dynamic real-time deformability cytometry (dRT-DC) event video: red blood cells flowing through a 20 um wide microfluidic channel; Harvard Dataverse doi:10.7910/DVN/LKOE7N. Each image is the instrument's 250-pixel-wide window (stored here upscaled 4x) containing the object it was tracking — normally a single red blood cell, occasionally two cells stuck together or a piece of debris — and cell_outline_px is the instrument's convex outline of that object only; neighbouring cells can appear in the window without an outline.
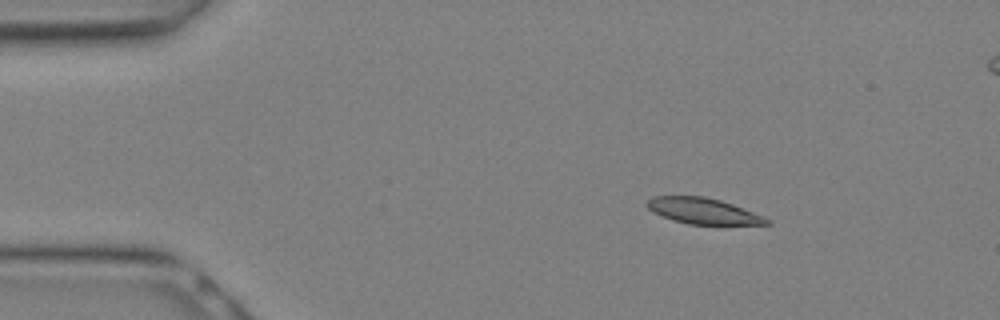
{"species": "Egyptian fruit bat (a non-hibernating species)", "species_latin": "Rousettus aegyptiacus", "temperature_condition": "warm", "stored_images_in_passage": 9, "camera_frame_rate_fps": 3000, "um_per_image_px": 0.085, "animal": {"sex": "female"}, "frame": {"image": 1, "passage_image": 4, "time_ms": 1.0, "image_size_px": [1000, 320], "cell_outline_px": [[772, 224], [688, 224], [664, 216], [648, 208], [648, 200], [652, 196], [704, 196], [720, 200], [732, 204], [760, 216], [768, 220]], "centroid_in_image_um": [59.74, 17.92], "position_along_channel_um": 25.3, "area_um2": 17.34}}